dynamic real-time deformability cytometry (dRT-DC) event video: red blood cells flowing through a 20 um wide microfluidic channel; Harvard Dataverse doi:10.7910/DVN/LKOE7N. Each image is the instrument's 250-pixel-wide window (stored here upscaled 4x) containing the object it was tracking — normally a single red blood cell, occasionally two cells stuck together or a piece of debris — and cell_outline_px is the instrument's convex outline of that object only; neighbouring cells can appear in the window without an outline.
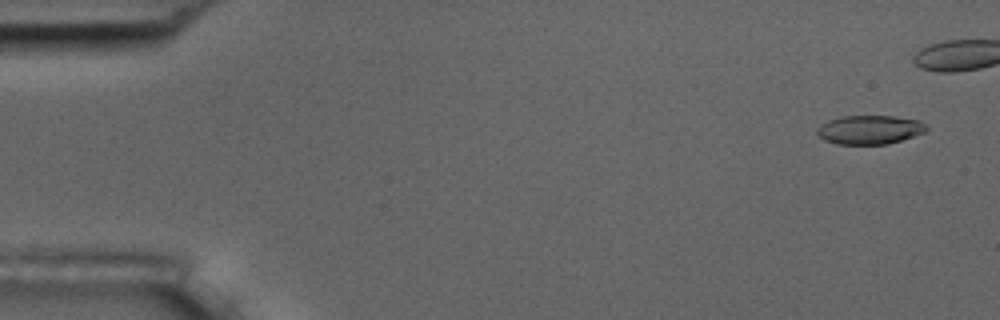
{"species": "common noctule bat (a hibernating species)", "species_latin": "Nyctalus noctula", "temperature_condition": "room temperature", "stored_images_in_passage": 10, "camera_frame_rate_fps": 3000, "um_per_image_px": 0.085, "animal": {"sex": "male", "body_mass_g": 17.5, "forearm_length_mm": 52.3}, "frame": {"image": 1, "passage_image": 1, "time_ms": 0.0, "image_size_px": [1000, 320], "cell_outline_px": [[928, 128], [924, 132], [888, 144], [836, 144], [824, 140], [816, 132], [816, 128], [820, 124], [828, 120], [844, 116], [896, 116], [920, 120]], "centroid_in_image_um": [73.89, 11.02], "position_along_channel_um": 11.1, "area_um2": 18.38}}
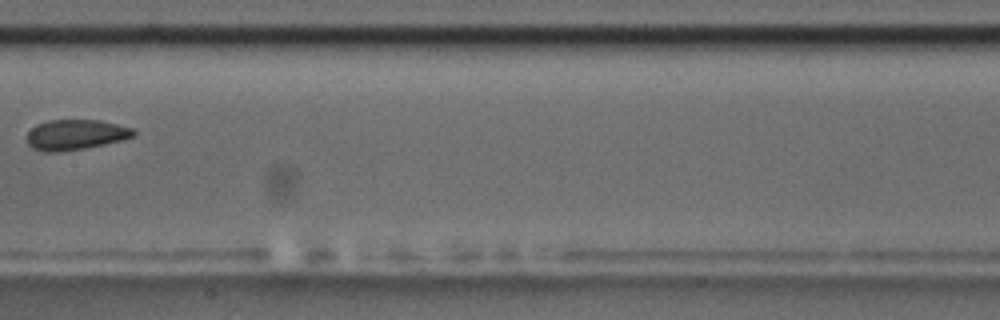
{"frame": {"image": 2, "passage_image": 9, "time_ms": 10.0, "image_size_px": [1000, 320], "cell_outline_px": [[136, 136], [104, 144], [84, 148], [56, 152], [44, 152], [32, 148], [28, 144], [28, 132], [36, 124], [48, 120], [100, 120], [136, 128]], "centroid_in_image_um": [6.45, 11.44], "position_along_channel_um": 200.9, "area_um2": 18.9}}
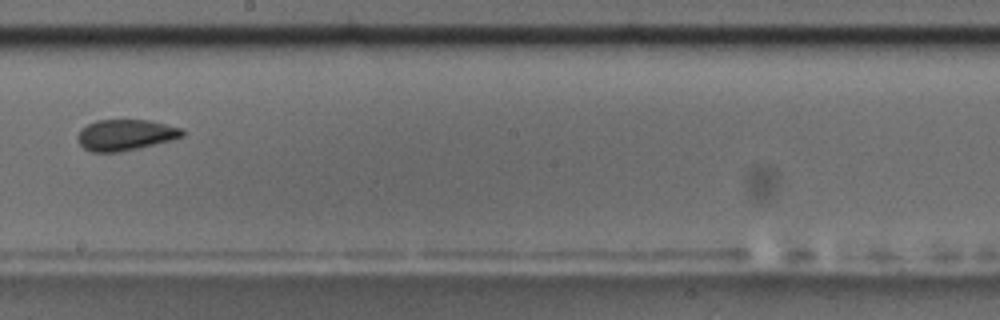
{"frame": {"image": 3, "passage_image": 10, "time_ms": 11.0, "image_size_px": [1000, 320], "cell_outline_px": [[184, 136], [172, 140], [120, 152], [92, 152], [84, 148], [80, 144], [76, 136], [80, 128], [96, 120], [148, 120], [184, 128]], "centroid_in_image_um": [10.66, 11.46], "position_along_channel_um": 237.5, "area_um2": 19.02}}